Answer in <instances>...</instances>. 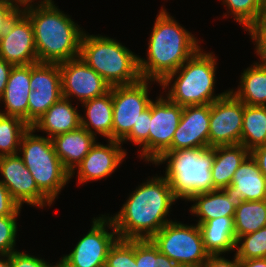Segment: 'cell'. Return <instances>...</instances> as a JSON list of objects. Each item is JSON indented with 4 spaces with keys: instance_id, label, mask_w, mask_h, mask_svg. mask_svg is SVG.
Returning a JSON list of instances; mask_svg holds the SVG:
<instances>
[{
    "instance_id": "cell-1",
    "label": "cell",
    "mask_w": 266,
    "mask_h": 267,
    "mask_svg": "<svg viewBox=\"0 0 266 267\" xmlns=\"http://www.w3.org/2000/svg\"><path fill=\"white\" fill-rule=\"evenodd\" d=\"M178 199L170 182L162 176L147 178L124 202L120 211L109 216L119 239H151L167 223L171 205Z\"/></svg>"
},
{
    "instance_id": "cell-2",
    "label": "cell",
    "mask_w": 266,
    "mask_h": 267,
    "mask_svg": "<svg viewBox=\"0 0 266 267\" xmlns=\"http://www.w3.org/2000/svg\"><path fill=\"white\" fill-rule=\"evenodd\" d=\"M173 18L163 7L157 14L148 40L147 59L138 56L142 79L160 84L201 48L200 41Z\"/></svg>"
},
{
    "instance_id": "cell-3",
    "label": "cell",
    "mask_w": 266,
    "mask_h": 267,
    "mask_svg": "<svg viewBox=\"0 0 266 267\" xmlns=\"http://www.w3.org/2000/svg\"><path fill=\"white\" fill-rule=\"evenodd\" d=\"M40 1L22 9L33 25L38 62L59 64L78 58L83 29L53 0Z\"/></svg>"
},
{
    "instance_id": "cell-4",
    "label": "cell",
    "mask_w": 266,
    "mask_h": 267,
    "mask_svg": "<svg viewBox=\"0 0 266 267\" xmlns=\"http://www.w3.org/2000/svg\"><path fill=\"white\" fill-rule=\"evenodd\" d=\"M213 54L200 48L178 70L169 74L159 84L168 92L166 97L182 107L211 104L222 98L229 90L214 93L218 63Z\"/></svg>"
},
{
    "instance_id": "cell-5",
    "label": "cell",
    "mask_w": 266,
    "mask_h": 267,
    "mask_svg": "<svg viewBox=\"0 0 266 267\" xmlns=\"http://www.w3.org/2000/svg\"><path fill=\"white\" fill-rule=\"evenodd\" d=\"M79 57L111 87L133 84L141 79L138 55L114 38L84 31Z\"/></svg>"
},
{
    "instance_id": "cell-6",
    "label": "cell",
    "mask_w": 266,
    "mask_h": 267,
    "mask_svg": "<svg viewBox=\"0 0 266 267\" xmlns=\"http://www.w3.org/2000/svg\"><path fill=\"white\" fill-rule=\"evenodd\" d=\"M214 147L164 152L153 164H166L164 177L177 199L188 201L194 194L214 190L211 167ZM167 161V162H166Z\"/></svg>"
},
{
    "instance_id": "cell-7",
    "label": "cell",
    "mask_w": 266,
    "mask_h": 267,
    "mask_svg": "<svg viewBox=\"0 0 266 267\" xmlns=\"http://www.w3.org/2000/svg\"><path fill=\"white\" fill-rule=\"evenodd\" d=\"M30 126L21 139L18 155L31 172L38 188L52 201L70 181V173L64 168L55 152L52 139L35 135Z\"/></svg>"
},
{
    "instance_id": "cell-8",
    "label": "cell",
    "mask_w": 266,
    "mask_h": 267,
    "mask_svg": "<svg viewBox=\"0 0 266 267\" xmlns=\"http://www.w3.org/2000/svg\"><path fill=\"white\" fill-rule=\"evenodd\" d=\"M151 240L161 253L180 267H203L209 256L198 224L169 222Z\"/></svg>"
},
{
    "instance_id": "cell-9",
    "label": "cell",
    "mask_w": 266,
    "mask_h": 267,
    "mask_svg": "<svg viewBox=\"0 0 266 267\" xmlns=\"http://www.w3.org/2000/svg\"><path fill=\"white\" fill-rule=\"evenodd\" d=\"M107 215L92 219L88 233L78 240L71 253L61 257L59 267L105 266L109 249L119 239L113 221Z\"/></svg>"
},
{
    "instance_id": "cell-10",
    "label": "cell",
    "mask_w": 266,
    "mask_h": 267,
    "mask_svg": "<svg viewBox=\"0 0 266 267\" xmlns=\"http://www.w3.org/2000/svg\"><path fill=\"white\" fill-rule=\"evenodd\" d=\"M153 80L140 79L128 85L112 86L113 127L112 140L122 141L149 107V85ZM149 83V84H148Z\"/></svg>"
},
{
    "instance_id": "cell-11",
    "label": "cell",
    "mask_w": 266,
    "mask_h": 267,
    "mask_svg": "<svg viewBox=\"0 0 266 267\" xmlns=\"http://www.w3.org/2000/svg\"><path fill=\"white\" fill-rule=\"evenodd\" d=\"M244 103L230 91L210 104L209 148L240 144Z\"/></svg>"
},
{
    "instance_id": "cell-12",
    "label": "cell",
    "mask_w": 266,
    "mask_h": 267,
    "mask_svg": "<svg viewBox=\"0 0 266 267\" xmlns=\"http://www.w3.org/2000/svg\"><path fill=\"white\" fill-rule=\"evenodd\" d=\"M0 173L2 182L11 197L19 204L24 203L38 208L51 207L53 202L38 188L31 172L18 155H8L0 157Z\"/></svg>"
},
{
    "instance_id": "cell-13",
    "label": "cell",
    "mask_w": 266,
    "mask_h": 267,
    "mask_svg": "<svg viewBox=\"0 0 266 267\" xmlns=\"http://www.w3.org/2000/svg\"><path fill=\"white\" fill-rule=\"evenodd\" d=\"M0 58L14 66L38 63L33 25L22 10L15 14L0 36Z\"/></svg>"
},
{
    "instance_id": "cell-14",
    "label": "cell",
    "mask_w": 266,
    "mask_h": 267,
    "mask_svg": "<svg viewBox=\"0 0 266 267\" xmlns=\"http://www.w3.org/2000/svg\"><path fill=\"white\" fill-rule=\"evenodd\" d=\"M62 95L82 103L108 92L111 86L80 57L59 63Z\"/></svg>"
},
{
    "instance_id": "cell-15",
    "label": "cell",
    "mask_w": 266,
    "mask_h": 267,
    "mask_svg": "<svg viewBox=\"0 0 266 267\" xmlns=\"http://www.w3.org/2000/svg\"><path fill=\"white\" fill-rule=\"evenodd\" d=\"M183 107L159 95L151 101L149 162L154 163L170 146L179 126Z\"/></svg>"
},
{
    "instance_id": "cell-16",
    "label": "cell",
    "mask_w": 266,
    "mask_h": 267,
    "mask_svg": "<svg viewBox=\"0 0 266 267\" xmlns=\"http://www.w3.org/2000/svg\"><path fill=\"white\" fill-rule=\"evenodd\" d=\"M122 145L116 140H108L107 145L95 142L89 153L70 173V179L74 177L77 168L78 184L108 178L126 158L127 153Z\"/></svg>"
},
{
    "instance_id": "cell-17",
    "label": "cell",
    "mask_w": 266,
    "mask_h": 267,
    "mask_svg": "<svg viewBox=\"0 0 266 267\" xmlns=\"http://www.w3.org/2000/svg\"><path fill=\"white\" fill-rule=\"evenodd\" d=\"M210 104L183 107L171 146L165 151L209 148Z\"/></svg>"
},
{
    "instance_id": "cell-18",
    "label": "cell",
    "mask_w": 266,
    "mask_h": 267,
    "mask_svg": "<svg viewBox=\"0 0 266 267\" xmlns=\"http://www.w3.org/2000/svg\"><path fill=\"white\" fill-rule=\"evenodd\" d=\"M31 64L13 66L9 74L6 88L0 96L5 110L1 114L14 116L28 124V97L31 90Z\"/></svg>"
},
{
    "instance_id": "cell-19",
    "label": "cell",
    "mask_w": 266,
    "mask_h": 267,
    "mask_svg": "<svg viewBox=\"0 0 266 267\" xmlns=\"http://www.w3.org/2000/svg\"><path fill=\"white\" fill-rule=\"evenodd\" d=\"M223 190L243 201H263L266 200V177L249 155L235 171L231 185Z\"/></svg>"
},
{
    "instance_id": "cell-20",
    "label": "cell",
    "mask_w": 266,
    "mask_h": 267,
    "mask_svg": "<svg viewBox=\"0 0 266 267\" xmlns=\"http://www.w3.org/2000/svg\"><path fill=\"white\" fill-rule=\"evenodd\" d=\"M188 201L194 203L189 209L191 215L199 217L196 224L215 218L234 217L236 208L243 202L229 196L223 189L194 194Z\"/></svg>"
},
{
    "instance_id": "cell-21",
    "label": "cell",
    "mask_w": 266,
    "mask_h": 267,
    "mask_svg": "<svg viewBox=\"0 0 266 267\" xmlns=\"http://www.w3.org/2000/svg\"><path fill=\"white\" fill-rule=\"evenodd\" d=\"M72 98L62 97L37 119L31 127L39 132L47 133V137H53L78 129L81 126L80 112L77 106H72Z\"/></svg>"
},
{
    "instance_id": "cell-22",
    "label": "cell",
    "mask_w": 266,
    "mask_h": 267,
    "mask_svg": "<svg viewBox=\"0 0 266 267\" xmlns=\"http://www.w3.org/2000/svg\"><path fill=\"white\" fill-rule=\"evenodd\" d=\"M52 141L62 165L71 173L89 153L97 139L80 126L76 130L53 137Z\"/></svg>"
},
{
    "instance_id": "cell-23",
    "label": "cell",
    "mask_w": 266,
    "mask_h": 267,
    "mask_svg": "<svg viewBox=\"0 0 266 267\" xmlns=\"http://www.w3.org/2000/svg\"><path fill=\"white\" fill-rule=\"evenodd\" d=\"M85 116H80L81 127L85 128L95 138L98 135L112 140L113 101L112 87L105 94L82 103ZM95 130V131H93Z\"/></svg>"
},
{
    "instance_id": "cell-24",
    "label": "cell",
    "mask_w": 266,
    "mask_h": 267,
    "mask_svg": "<svg viewBox=\"0 0 266 267\" xmlns=\"http://www.w3.org/2000/svg\"><path fill=\"white\" fill-rule=\"evenodd\" d=\"M204 248L209 255L235 251L234 217H221L198 224Z\"/></svg>"
},
{
    "instance_id": "cell-25",
    "label": "cell",
    "mask_w": 266,
    "mask_h": 267,
    "mask_svg": "<svg viewBox=\"0 0 266 267\" xmlns=\"http://www.w3.org/2000/svg\"><path fill=\"white\" fill-rule=\"evenodd\" d=\"M249 155L250 152L242 144L214 147L211 167L214 189L231 185L235 171Z\"/></svg>"
},
{
    "instance_id": "cell-26",
    "label": "cell",
    "mask_w": 266,
    "mask_h": 267,
    "mask_svg": "<svg viewBox=\"0 0 266 267\" xmlns=\"http://www.w3.org/2000/svg\"><path fill=\"white\" fill-rule=\"evenodd\" d=\"M240 76L236 91H229L245 105L266 106V69L253 63Z\"/></svg>"
},
{
    "instance_id": "cell-27",
    "label": "cell",
    "mask_w": 266,
    "mask_h": 267,
    "mask_svg": "<svg viewBox=\"0 0 266 267\" xmlns=\"http://www.w3.org/2000/svg\"><path fill=\"white\" fill-rule=\"evenodd\" d=\"M240 144L249 152L266 144V106L244 104Z\"/></svg>"
},
{
    "instance_id": "cell-28",
    "label": "cell",
    "mask_w": 266,
    "mask_h": 267,
    "mask_svg": "<svg viewBox=\"0 0 266 267\" xmlns=\"http://www.w3.org/2000/svg\"><path fill=\"white\" fill-rule=\"evenodd\" d=\"M266 226V200L243 201L236 208L234 227L236 240L243 235L251 234Z\"/></svg>"
},
{
    "instance_id": "cell-29",
    "label": "cell",
    "mask_w": 266,
    "mask_h": 267,
    "mask_svg": "<svg viewBox=\"0 0 266 267\" xmlns=\"http://www.w3.org/2000/svg\"><path fill=\"white\" fill-rule=\"evenodd\" d=\"M29 127L18 117L0 113V157L18 154L22 136Z\"/></svg>"
},
{
    "instance_id": "cell-30",
    "label": "cell",
    "mask_w": 266,
    "mask_h": 267,
    "mask_svg": "<svg viewBox=\"0 0 266 267\" xmlns=\"http://www.w3.org/2000/svg\"><path fill=\"white\" fill-rule=\"evenodd\" d=\"M229 10L223 14L228 17L230 14L246 30L251 28L262 14L265 0H221ZM230 13V14H229ZM228 15V16H227Z\"/></svg>"
},
{
    "instance_id": "cell-31",
    "label": "cell",
    "mask_w": 266,
    "mask_h": 267,
    "mask_svg": "<svg viewBox=\"0 0 266 267\" xmlns=\"http://www.w3.org/2000/svg\"><path fill=\"white\" fill-rule=\"evenodd\" d=\"M30 87L36 91H62L59 64H31Z\"/></svg>"
},
{
    "instance_id": "cell-32",
    "label": "cell",
    "mask_w": 266,
    "mask_h": 267,
    "mask_svg": "<svg viewBox=\"0 0 266 267\" xmlns=\"http://www.w3.org/2000/svg\"><path fill=\"white\" fill-rule=\"evenodd\" d=\"M135 261L138 267H180L161 253L151 239H135Z\"/></svg>"
},
{
    "instance_id": "cell-33",
    "label": "cell",
    "mask_w": 266,
    "mask_h": 267,
    "mask_svg": "<svg viewBox=\"0 0 266 267\" xmlns=\"http://www.w3.org/2000/svg\"><path fill=\"white\" fill-rule=\"evenodd\" d=\"M238 259L266 258V226L258 231L240 236L236 240Z\"/></svg>"
},
{
    "instance_id": "cell-34",
    "label": "cell",
    "mask_w": 266,
    "mask_h": 267,
    "mask_svg": "<svg viewBox=\"0 0 266 267\" xmlns=\"http://www.w3.org/2000/svg\"><path fill=\"white\" fill-rule=\"evenodd\" d=\"M151 121V102L149 107L146 108L141 114L140 118L137 121V124H134L131 132L121 141L123 144L127 141L133 142L135 145H138L141 148L139 151V158L145 159V162H149V125Z\"/></svg>"
},
{
    "instance_id": "cell-35",
    "label": "cell",
    "mask_w": 266,
    "mask_h": 267,
    "mask_svg": "<svg viewBox=\"0 0 266 267\" xmlns=\"http://www.w3.org/2000/svg\"><path fill=\"white\" fill-rule=\"evenodd\" d=\"M62 97V91L32 90L28 97V125L31 126L50 106Z\"/></svg>"
},
{
    "instance_id": "cell-36",
    "label": "cell",
    "mask_w": 266,
    "mask_h": 267,
    "mask_svg": "<svg viewBox=\"0 0 266 267\" xmlns=\"http://www.w3.org/2000/svg\"><path fill=\"white\" fill-rule=\"evenodd\" d=\"M104 267H138L135 261V239H118L109 249Z\"/></svg>"
},
{
    "instance_id": "cell-37",
    "label": "cell",
    "mask_w": 266,
    "mask_h": 267,
    "mask_svg": "<svg viewBox=\"0 0 266 267\" xmlns=\"http://www.w3.org/2000/svg\"><path fill=\"white\" fill-rule=\"evenodd\" d=\"M20 214H12L0 217V255H10L17 251L16 235L18 231L17 217Z\"/></svg>"
},
{
    "instance_id": "cell-38",
    "label": "cell",
    "mask_w": 266,
    "mask_h": 267,
    "mask_svg": "<svg viewBox=\"0 0 266 267\" xmlns=\"http://www.w3.org/2000/svg\"><path fill=\"white\" fill-rule=\"evenodd\" d=\"M11 267H59V262L55 265L49 264L42 258L25 252L14 251L10 254Z\"/></svg>"
},
{
    "instance_id": "cell-39",
    "label": "cell",
    "mask_w": 266,
    "mask_h": 267,
    "mask_svg": "<svg viewBox=\"0 0 266 267\" xmlns=\"http://www.w3.org/2000/svg\"><path fill=\"white\" fill-rule=\"evenodd\" d=\"M22 207L11 197L7 187L0 182V217L20 214Z\"/></svg>"
},
{
    "instance_id": "cell-40",
    "label": "cell",
    "mask_w": 266,
    "mask_h": 267,
    "mask_svg": "<svg viewBox=\"0 0 266 267\" xmlns=\"http://www.w3.org/2000/svg\"><path fill=\"white\" fill-rule=\"evenodd\" d=\"M248 31L252 42L255 45V53L259 56L260 61L254 62L256 65L266 69V41L263 40L252 28H248Z\"/></svg>"
},
{
    "instance_id": "cell-41",
    "label": "cell",
    "mask_w": 266,
    "mask_h": 267,
    "mask_svg": "<svg viewBox=\"0 0 266 267\" xmlns=\"http://www.w3.org/2000/svg\"><path fill=\"white\" fill-rule=\"evenodd\" d=\"M18 11L14 5L0 0V36Z\"/></svg>"
},
{
    "instance_id": "cell-42",
    "label": "cell",
    "mask_w": 266,
    "mask_h": 267,
    "mask_svg": "<svg viewBox=\"0 0 266 267\" xmlns=\"http://www.w3.org/2000/svg\"><path fill=\"white\" fill-rule=\"evenodd\" d=\"M203 267H240V264L235 253L232 260H228L222 254H218L209 255Z\"/></svg>"
},
{
    "instance_id": "cell-43",
    "label": "cell",
    "mask_w": 266,
    "mask_h": 267,
    "mask_svg": "<svg viewBox=\"0 0 266 267\" xmlns=\"http://www.w3.org/2000/svg\"><path fill=\"white\" fill-rule=\"evenodd\" d=\"M250 155L256 161L262 174L266 177V144L252 150Z\"/></svg>"
},
{
    "instance_id": "cell-44",
    "label": "cell",
    "mask_w": 266,
    "mask_h": 267,
    "mask_svg": "<svg viewBox=\"0 0 266 267\" xmlns=\"http://www.w3.org/2000/svg\"><path fill=\"white\" fill-rule=\"evenodd\" d=\"M13 66V64L6 62L5 60L0 58V96L3 94L6 88L9 74Z\"/></svg>"
},
{
    "instance_id": "cell-45",
    "label": "cell",
    "mask_w": 266,
    "mask_h": 267,
    "mask_svg": "<svg viewBox=\"0 0 266 267\" xmlns=\"http://www.w3.org/2000/svg\"><path fill=\"white\" fill-rule=\"evenodd\" d=\"M263 40L266 41V5L257 22L251 27Z\"/></svg>"
},
{
    "instance_id": "cell-46",
    "label": "cell",
    "mask_w": 266,
    "mask_h": 267,
    "mask_svg": "<svg viewBox=\"0 0 266 267\" xmlns=\"http://www.w3.org/2000/svg\"><path fill=\"white\" fill-rule=\"evenodd\" d=\"M240 267H266V258L239 259Z\"/></svg>"
},
{
    "instance_id": "cell-47",
    "label": "cell",
    "mask_w": 266,
    "mask_h": 267,
    "mask_svg": "<svg viewBox=\"0 0 266 267\" xmlns=\"http://www.w3.org/2000/svg\"><path fill=\"white\" fill-rule=\"evenodd\" d=\"M1 1L8 2L9 4L14 5L18 10H22L25 9L26 7H29L36 0H1Z\"/></svg>"
},
{
    "instance_id": "cell-48",
    "label": "cell",
    "mask_w": 266,
    "mask_h": 267,
    "mask_svg": "<svg viewBox=\"0 0 266 267\" xmlns=\"http://www.w3.org/2000/svg\"><path fill=\"white\" fill-rule=\"evenodd\" d=\"M0 267H11L10 255H0Z\"/></svg>"
}]
</instances>
